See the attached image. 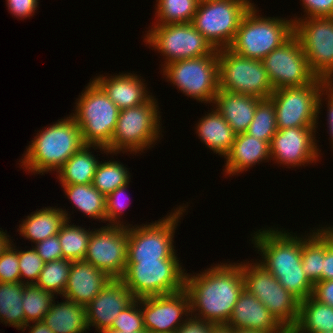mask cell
<instances>
[{
  "mask_svg": "<svg viewBox=\"0 0 333 333\" xmlns=\"http://www.w3.org/2000/svg\"><path fill=\"white\" fill-rule=\"evenodd\" d=\"M65 196L88 218L106 221V197L92 184L61 185Z\"/></svg>",
  "mask_w": 333,
  "mask_h": 333,
  "instance_id": "obj_31",
  "label": "cell"
},
{
  "mask_svg": "<svg viewBox=\"0 0 333 333\" xmlns=\"http://www.w3.org/2000/svg\"><path fill=\"white\" fill-rule=\"evenodd\" d=\"M63 301L56 303L54 299L42 321L54 333H87L86 306L68 299Z\"/></svg>",
  "mask_w": 333,
  "mask_h": 333,
  "instance_id": "obj_28",
  "label": "cell"
},
{
  "mask_svg": "<svg viewBox=\"0 0 333 333\" xmlns=\"http://www.w3.org/2000/svg\"><path fill=\"white\" fill-rule=\"evenodd\" d=\"M317 128L318 126H307L279 129L270 143L271 160L286 165L287 168L317 163L321 152L315 139Z\"/></svg>",
  "mask_w": 333,
  "mask_h": 333,
  "instance_id": "obj_19",
  "label": "cell"
},
{
  "mask_svg": "<svg viewBox=\"0 0 333 333\" xmlns=\"http://www.w3.org/2000/svg\"><path fill=\"white\" fill-rule=\"evenodd\" d=\"M262 62L274 90L305 86L317 78L294 34L263 58Z\"/></svg>",
  "mask_w": 333,
  "mask_h": 333,
  "instance_id": "obj_16",
  "label": "cell"
},
{
  "mask_svg": "<svg viewBox=\"0 0 333 333\" xmlns=\"http://www.w3.org/2000/svg\"><path fill=\"white\" fill-rule=\"evenodd\" d=\"M98 149L109 154L107 149L97 145H83L76 153H74L57 171L60 184H92L94 174L98 163V158H95L91 150Z\"/></svg>",
  "mask_w": 333,
  "mask_h": 333,
  "instance_id": "obj_29",
  "label": "cell"
},
{
  "mask_svg": "<svg viewBox=\"0 0 333 333\" xmlns=\"http://www.w3.org/2000/svg\"><path fill=\"white\" fill-rule=\"evenodd\" d=\"M69 220L68 212L62 208L43 207L32 212L19 225V234L36 244L59 233L63 223Z\"/></svg>",
  "mask_w": 333,
  "mask_h": 333,
  "instance_id": "obj_26",
  "label": "cell"
},
{
  "mask_svg": "<svg viewBox=\"0 0 333 333\" xmlns=\"http://www.w3.org/2000/svg\"><path fill=\"white\" fill-rule=\"evenodd\" d=\"M312 296L319 302L333 308V280L316 282Z\"/></svg>",
  "mask_w": 333,
  "mask_h": 333,
  "instance_id": "obj_47",
  "label": "cell"
},
{
  "mask_svg": "<svg viewBox=\"0 0 333 333\" xmlns=\"http://www.w3.org/2000/svg\"><path fill=\"white\" fill-rule=\"evenodd\" d=\"M320 228H322V230L329 236V238L333 242V226L332 227L326 226L325 228L324 227H320Z\"/></svg>",
  "mask_w": 333,
  "mask_h": 333,
  "instance_id": "obj_55",
  "label": "cell"
},
{
  "mask_svg": "<svg viewBox=\"0 0 333 333\" xmlns=\"http://www.w3.org/2000/svg\"><path fill=\"white\" fill-rule=\"evenodd\" d=\"M195 274L186 272L184 286L190 300L191 316L215 326L227 325L244 289L242 262H220Z\"/></svg>",
  "mask_w": 333,
  "mask_h": 333,
  "instance_id": "obj_1",
  "label": "cell"
},
{
  "mask_svg": "<svg viewBox=\"0 0 333 333\" xmlns=\"http://www.w3.org/2000/svg\"><path fill=\"white\" fill-rule=\"evenodd\" d=\"M301 2L302 7L304 6L303 12L306 13L303 17L295 16L292 20H299L306 16L307 18L333 17V0H302Z\"/></svg>",
  "mask_w": 333,
  "mask_h": 333,
  "instance_id": "obj_44",
  "label": "cell"
},
{
  "mask_svg": "<svg viewBox=\"0 0 333 333\" xmlns=\"http://www.w3.org/2000/svg\"><path fill=\"white\" fill-rule=\"evenodd\" d=\"M210 333H231V328L226 325L214 326Z\"/></svg>",
  "mask_w": 333,
  "mask_h": 333,
  "instance_id": "obj_53",
  "label": "cell"
},
{
  "mask_svg": "<svg viewBox=\"0 0 333 333\" xmlns=\"http://www.w3.org/2000/svg\"><path fill=\"white\" fill-rule=\"evenodd\" d=\"M262 99L255 96L220 90L216 93L214 108L228 122L233 131L243 133L253 120L258 103Z\"/></svg>",
  "mask_w": 333,
  "mask_h": 333,
  "instance_id": "obj_25",
  "label": "cell"
},
{
  "mask_svg": "<svg viewBox=\"0 0 333 333\" xmlns=\"http://www.w3.org/2000/svg\"><path fill=\"white\" fill-rule=\"evenodd\" d=\"M0 256L4 253L7 247L13 242L8 234L3 232L2 228H0Z\"/></svg>",
  "mask_w": 333,
  "mask_h": 333,
  "instance_id": "obj_52",
  "label": "cell"
},
{
  "mask_svg": "<svg viewBox=\"0 0 333 333\" xmlns=\"http://www.w3.org/2000/svg\"><path fill=\"white\" fill-rule=\"evenodd\" d=\"M130 176L128 168L121 162L105 160L98 163L92 185L106 197L117 188L130 184Z\"/></svg>",
  "mask_w": 333,
  "mask_h": 333,
  "instance_id": "obj_35",
  "label": "cell"
},
{
  "mask_svg": "<svg viewBox=\"0 0 333 333\" xmlns=\"http://www.w3.org/2000/svg\"><path fill=\"white\" fill-rule=\"evenodd\" d=\"M214 326L211 323H206L191 316L175 333H210Z\"/></svg>",
  "mask_w": 333,
  "mask_h": 333,
  "instance_id": "obj_49",
  "label": "cell"
},
{
  "mask_svg": "<svg viewBox=\"0 0 333 333\" xmlns=\"http://www.w3.org/2000/svg\"><path fill=\"white\" fill-rule=\"evenodd\" d=\"M268 228L259 229L252 236L253 247L262 256L257 262L300 301L307 299L313 293L314 284L302 269V237L278 227Z\"/></svg>",
  "mask_w": 333,
  "mask_h": 333,
  "instance_id": "obj_2",
  "label": "cell"
},
{
  "mask_svg": "<svg viewBox=\"0 0 333 333\" xmlns=\"http://www.w3.org/2000/svg\"><path fill=\"white\" fill-rule=\"evenodd\" d=\"M93 80L120 110L136 107L152 96L146 88L144 79L134 73H119L109 77L99 75Z\"/></svg>",
  "mask_w": 333,
  "mask_h": 333,
  "instance_id": "obj_23",
  "label": "cell"
},
{
  "mask_svg": "<svg viewBox=\"0 0 333 333\" xmlns=\"http://www.w3.org/2000/svg\"><path fill=\"white\" fill-rule=\"evenodd\" d=\"M225 169L227 176L243 173L257 163L271 160L270 144L247 134L238 133L235 136L230 151L225 155Z\"/></svg>",
  "mask_w": 333,
  "mask_h": 333,
  "instance_id": "obj_24",
  "label": "cell"
},
{
  "mask_svg": "<svg viewBox=\"0 0 333 333\" xmlns=\"http://www.w3.org/2000/svg\"><path fill=\"white\" fill-rule=\"evenodd\" d=\"M54 294L35 284L25 285L22 305L25 314V326L29 322L42 321L53 302Z\"/></svg>",
  "mask_w": 333,
  "mask_h": 333,
  "instance_id": "obj_37",
  "label": "cell"
},
{
  "mask_svg": "<svg viewBox=\"0 0 333 333\" xmlns=\"http://www.w3.org/2000/svg\"><path fill=\"white\" fill-rule=\"evenodd\" d=\"M307 236H302V269L308 279L315 284L322 281L324 262V231L311 230Z\"/></svg>",
  "mask_w": 333,
  "mask_h": 333,
  "instance_id": "obj_33",
  "label": "cell"
},
{
  "mask_svg": "<svg viewBox=\"0 0 333 333\" xmlns=\"http://www.w3.org/2000/svg\"><path fill=\"white\" fill-rule=\"evenodd\" d=\"M35 245V251L45 263L63 259L58 235L46 238L43 241L37 242Z\"/></svg>",
  "mask_w": 333,
  "mask_h": 333,
  "instance_id": "obj_45",
  "label": "cell"
},
{
  "mask_svg": "<svg viewBox=\"0 0 333 333\" xmlns=\"http://www.w3.org/2000/svg\"><path fill=\"white\" fill-rule=\"evenodd\" d=\"M155 25L191 23L200 0H156Z\"/></svg>",
  "mask_w": 333,
  "mask_h": 333,
  "instance_id": "obj_36",
  "label": "cell"
},
{
  "mask_svg": "<svg viewBox=\"0 0 333 333\" xmlns=\"http://www.w3.org/2000/svg\"><path fill=\"white\" fill-rule=\"evenodd\" d=\"M110 330L121 332L146 331L144 328L143 314L140 309V298L135 299L117 315Z\"/></svg>",
  "mask_w": 333,
  "mask_h": 333,
  "instance_id": "obj_40",
  "label": "cell"
},
{
  "mask_svg": "<svg viewBox=\"0 0 333 333\" xmlns=\"http://www.w3.org/2000/svg\"><path fill=\"white\" fill-rule=\"evenodd\" d=\"M71 116L80 127L85 145L106 148L115 131L120 109L92 79L75 102Z\"/></svg>",
  "mask_w": 333,
  "mask_h": 333,
  "instance_id": "obj_6",
  "label": "cell"
},
{
  "mask_svg": "<svg viewBox=\"0 0 333 333\" xmlns=\"http://www.w3.org/2000/svg\"><path fill=\"white\" fill-rule=\"evenodd\" d=\"M94 230V231H93ZM128 227L107 225L92 229L84 261L120 279L127 265Z\"/></svg>",
  "mask_w": 333,
  "mask_h": 333,
  "instance_id": "obj_17",
  "label": "cell"
},
{
  "mask_svg": "<svg viewBox=\"0 0 333 333\" xmlns=\"http://www.w3.org/2000/svg\"><path fill=\"white\" fill-rule=\"evenodd\" d=\"M144 41L165 56V65L183 59L212 55L216 50L191 23L153 25Z\"/></svg>",
  "mask_w": 333,
  "mask_h": 333,
  "instance_id": "obj_14",
  "label": "cell"
},
{
  "mask_svg": "<svg viewBox=\"0 0 333 333\" xmlns=\"http://www.w3.org/2000/svg\"><path fill=\"white\" fill-rule=\"evenodd\" d=\"M69 224V220H66L57 234L62 248V257L72 262L83 260L92 230L74 225V223Z\"/></svg>",
  "mask_w": 333,
  "mask_h": 333,
  "instance_id": "obj_34",
  "label": "cell"
},
{
  "mask_svg": "<svg viewBox=\"0 0 333 333\" xmlns=\"http://www.w3.org/2000/svg\"><path fill=\"white\" fill-rule=\"evenodd\" d=\"M34 323L31 326H29V323L22 328V331L24 332L27 327H29V333H54L50 328L46 326V324L43 321H37V322H31Z\"/></svg>",
  "mask_w": 333,
  "mask_h": 333,
  "instance_id": "obj_51",
  "label": "cell"
},
{
  "mask_svg": "<svg viewBox=\"0 0 333 333\" xmlns=\"http://www.w3.org/2000/svg\"><path fill=\"white\" fill-rule=\"evenodd\" d=\"M200 119L195 128L200 141L220 157H225L233 145L236 133L214 106L210 113Z\"/></svg>",
  "mask_w": 333,
  "mask_h": 333,
  "instance_id": "obj_27",
  "label": "cell"
},
{
  "mask_svg": "<svg viewBox=\"0 0 333 333\" xmlns=\"http://www.w3.org/2000/svg\"><path fill=\"white\" fill-rule=\"evenodd\" d=\"M231 333H267V332L247 330V329H234V328H231Z\"/></svg>",
  "mask_w": 333,
  "mask_h": 333,
  "instance_id": "obj_54",
  "label": "cell"
},
{
  "mask_svg": "<svg viewBox=\"0 0 333 333\" xmlns=\"http://www.w3.org/2000/svg\"><path fill=\"white\" fill-rule=\"evenodd\" d=\"M250 0H200L191 24L215 50L229 48Z\"/></svg>",
  "mask_w": 333,
  "mask_h": 333,
  "instance_id": "obj_9",
  "label": "cell"
},
{
  "mask_svg": "<svg viewBox=\"0 0 333 333\" xmlns=\"http://www.w3.org/2000/svg\"><path fill=\"white\" fill-rule=\"evenodd\" d=\"M136 298L120 280L112 279L108 285L86 306L87 324L99 333L110 329L117 315Z\"/></svg>",
  "mask_w": 333,
  "mask_h": 333,
  "instance_id": "obj_20",
  "label": "cell"
},
{
  "mask_svg": "<svg viewBox=\"0 0 333 333\" xmlns=\"http://www.w3.org/2000/svg\"><path fill=\"white\" fill-rule=\"evenodd\" d=\"M244 288L260 300L288 331L296 325L300 300L288 292L279 281L258 262H242Z\"/></svg>",
  "mask_w": 333,
  "mask_h": 333,
  "instance_id": "obj_11",
  "label": "cell"
},
{
  "mask_svg": "<svg viewBox=\"0 0 333 333\" xmlns=\"http://www.w3.org/2000/svg\"><path fill=\"white\" fill-rule=\"evenodd\" d=\"M100 333H148L147 331H137V332H121V331H116V330H103Z\"/></svg>",
  "mask_w": 333,
  "mask_h": 333,
  "instance_id": "obj_56",
  "label": "cell"
},
{
  "mask_svg": "<svg viewBox=\"0 0 333 333\" xmlns=\"http://www.w3.org/2000/svg\"><path fill=\"white\" fill-rule=\"evenodd\" d=\"M112 278L84 260L73 261L63 298L87 306Z\"/></svg>",
  "mask_w": 333,
  "mask_h": 333,
  "instance_id": "obj_22",
  "label": "cell"
},
{
  "mask_svg": "<svg viewBox=\"0 0 333 333\" xmlns=\"http://www.w3.org/2000/svg\"><path fill=\"white\" fill-rule=\"evenodd\" d=\"M179 262V260L127 261L120 280L136 299L173 294L182 291L185 286L186 272Z\"/></svg>",
  "mask_w": 333,
  "mask_h": 333,
  "instance_id": "obj_7",
  "label": "cell"
},
{
  "mask_svg": "<svg viewBox=\"0 0 333 333\" xmlns=\"http://www.w3.org/2000/svg\"><path fill=\"white\" fill-rule=\"evenodd\" d=\"M293 23L311 71L333 83V17H306Z\"/></svg>",
  "mask_w": 333,
  "mask_h": 333,
  "instance_id": "obj_15",
  "label": "cell"
},
{
  "mask_svg": "<svg viewBox=\"0 0 333 333\" xmlns=\"http://www.w3.org/2000/svg\"><path fill=\"white\" fill-rule=\"evenodd\" d=\"M8 10L17 18H29L38 8L39 0H6Z\"/></svg>",
  "mask_w": 333,
  "mask_h": 333,
  "instance_id": "obj_46",
  "label": "cell"
},
{
  "mask_svg": "<svg viewBox=\"0 0 333 333\" xmlns=\"http://www.w3.org/2000/svg\"><path fill=\"white\" fill-rule=\"evenodd\" d=\"M184 208L186 204L150 224H128L127 261L178 260L173 238Z\"/></svg>",
  "mask_w": 333,
  "mask_h": 333,
  "instance_id": "obj_10",
  "label": "cell"
},
{
  "mask_svg": "<svg viewBox=\"0 0 333 333\" xmlns=\"http://www.w3.org/2000/svg\"><path fill=\"white\" fill-rule=\"evenodd\" d=\"M154 98L151 96L145 103L120 110L112 139L106 147L108 153H142L161 140V112Z\"/></svg>",
  "mask_w": 333,
  "mask_h": 333,
  "instance_id": "obj_4",
  "label": "cell"
},
{
  "mask_svg": "<svg viewBox=\"0 0 333 333\" xmlns=\"http://www.w3.org/2000/svg\"><path fill=\"white\" fill-rule=\"evenodd\" d=\"M333 331V308L312 295L300 301L299 316L291 333H321Z\"/></svg>",
  "mask_w": 333,
  "mask_h": 333,
  "instance_id": "obj_30",
  "label": "cell"
},
{
  "mask_svg": "<svg viewBox=\"0 0 333 333\" xmlns=\"http://www.w3.org/2000/svg\"><path fill=\"white\" fill-rule=\"evenodd\" d=\"M226 326L267 333H288L269 309L245 288L240 293Z\"/></svg>",
  "mask_w": 333,
  "mask_h": 333,
  "instance_id": "obj_21",
  "label": "cell"
},
{
  "mask_svg": "<svg viewBox=\"0 0 333 333\" xmlns=\"http://www.w3.org/2000/svg\"><path fill=\"white\" fill-rule=\"evenodd\" d=\"M71 264L72 261L67 259L46 262L35 285L54 295L62 296L68 282Z\"/></svg>",
  "mask_w": 333,
  "mask_h": 333,
  "instance_id": "obj_39",
  "label": "cell"
},
{
  "mask_svg": "<svg viewBox=\"0 0 333 333\" xmlns=\"http://www.w3.org/2000/svg\"><path fill=\"white\" fill-rule=\"evenodd\" d=\"M163 77L184 95L201 103H213L219 91L218 50L212 55L183 59L165 65Z\"/></svg>",
  "mask_w": 333,
  "mask_h": 333,
  "instance_id": "obj_13",
  "label": "cell"
},
{
  "mask_svg": "<svg viewBox=\"0 0 333 333\" xmlns=\"http://www.w3.org/2000/svg\"><path fill=\"white\" fill-rule=\"evenodd\" d=\"M140 308L148 333H175L191 316L190 300L184 289L173 294L140 298Z\"/></svg>",
  "mask_w": 333,
  "mask_h": 333,
  "instance_id": "obj_18",
  "label": "cell"
},
{
  "mask_svg": "<svg viewBox=\"0 0 333 333\" xmlns=\"http://www.w3.org/2000/svg\"><path fill=\"white\" fill-rule=\"evenodd\" d=\"M26 284L0 282V322L18 330L25 326V314L22 305Z\"/></svg>",
  "mask_w": 333,
  "mask_h": 333,
  "instance_id": "obj_32",
  "label": "cell"
},
{
  "mask_svg": "<svg viewBox=\"0 0 333 333\" xmlns=\"http://www.w3.org/2000/svg\"><path fill=\"white\" fill-rule=\"evenodd\" d=\"M325 96H327V98H324L325 100L327 99V118L326 119L328 121V130H329V135L331 137V148H333V83H329L326 87H325Z\"/></svg>",
  "mask_w": 333,
  "mask_h": 333,
  "instance_id": "obj_50",
  "label": "cell"
},
{
  "mask_svg": "<svg viewBox=\"0 0 333 333\" xmlns=\"http://www.w3.org/2000/svg\"><path fill=\"white\" fill-rule=\"evenodd\" d=\"M11 243L0 256V282L20 283L18 250Z\"/></svg>",
  "mask_w": 333,
  "mask_h": 333,
  "instance_id": "obj_42",
  "label": "cell"
},
{
  "mask_svg": "<svg viewBox=\"0 0 333 333\" xmlns=\"http://www.w3.org/2000/svg\"><path fill=\"white\" fill-rule=\"evenodd\" d=\"M20 282L22 284H35L39 278L45 262L37 254L34 247L30 250L18 249ZM24 278V279H22ZM27 279V280H26Z\"/></svg>",
  "mask_w": 333,
  "mask_h": 333,
  "instance_id": "obj_41",
  "label": "cell"
},
{
  "mask_svg": "<svg viewBox=\"0 0 333 333\" xmlns=\"http://www.w3.org/2000/svg\"><path fill=\"white\" fill-rule=\"evenodd\" d=\"M277 131L274 103L270 98L262 99L256 107L253 120L246 133L270 144Z\"/></svg>",
  "mask_w": 333,
  "mask_h": 333,
  "instance_id": "obj_38",
  "label": "cell"
},
{
  "mask_svg": "<svg viewBox=\"0 0 333 333\" xmlns=\"http://www.w3.org/2000/svg\"><path fill=\"white\" fill-rule=\"evenodd\" d=\"M333 280V242L324 232V262L322 281Z\"/></svg>",
  "mask_w": 333,
  "mask_h": 333,
  "instance_id": "obj_48",
  "label": "cell"
},
{
  "mask_svg": "<svg viewBox=\"0 0 333 333\" xmlns=\"http://www.w3.org/2000/svg\"><path fill=\"white\" fill-rule=\"evenodd\" d=\"M255 5L243 16L229 49L243 57L262 60L294 34V23L292 18L260 16Z\"/></svg>",
  "mask_w": 333,
  "mask_h": 333,
  "instance_id": "obj_5",
  "label": "cell"
},
{
  "mask_svg": "<svg viewBox=\"0 0 333 333\" xmlns=\"http://www.w3.org/2000/svg\"><path fill=\"white\" fill-rule=\"evenodd\" d=\"M66 118V119H65ZM55 124L38 131L34 140L26 147L21 167L28 173L57 172L63 164L83 145L80 127L69 115Z\"/></svg>",
  "mask_w": 333,
  "mask_h": 333,
  "instance_id": "obj_3",
  "label": "cell"
},
{
  "mask_svg": "<svg viewBox=\"0 0 333 333\" xmlns=\"http://www.w3.org/2000/svg\"><path fill=\"white\" fill-rule=\"evenodd\" d=\"M128 186L129 184L119 187L106 196V221L109 222V224L107 223L106 225L128 227L127 224L124 225L125 223L119 220L122 213L126 211V207H128L127 203H124L122 199Z\"/></svg>",
  "mask_w": 333,
  "mask_h": 333,
  "instance_id": "obj_43",
  "label": "cell"
},
{
  "mask_svg": "<svg viewBox=\"0 0 333 333\" xmlns=\"http://www.w3.org/2000/svg\"><path fill=\"white\" fill-rule=\"evenodd\" d=\"M219 89L267 99L274 92L262 60L218 50Z\"/></svg>",
  "mask_w": 333,
  "mask_h": 333,
  "instance_id": "obj_12",
  "label": "cell"
},
{
  "mask_svg": "<svg viewBox=\"0 0 333 333\" xmlns=\"http://www.w3.org/2000/svg\"><path fill=\"white\" fill-rule=\"evenodd\" d=\"M328 84L317 77L305 86L274 90L269 98L274 103L277 129L317 126Z\"/></svg>",
  "mask_w": 333,
  "mask_h": 333,
  "instance_id": "obj_8",
  "label": "cell"
}]
</instances>
